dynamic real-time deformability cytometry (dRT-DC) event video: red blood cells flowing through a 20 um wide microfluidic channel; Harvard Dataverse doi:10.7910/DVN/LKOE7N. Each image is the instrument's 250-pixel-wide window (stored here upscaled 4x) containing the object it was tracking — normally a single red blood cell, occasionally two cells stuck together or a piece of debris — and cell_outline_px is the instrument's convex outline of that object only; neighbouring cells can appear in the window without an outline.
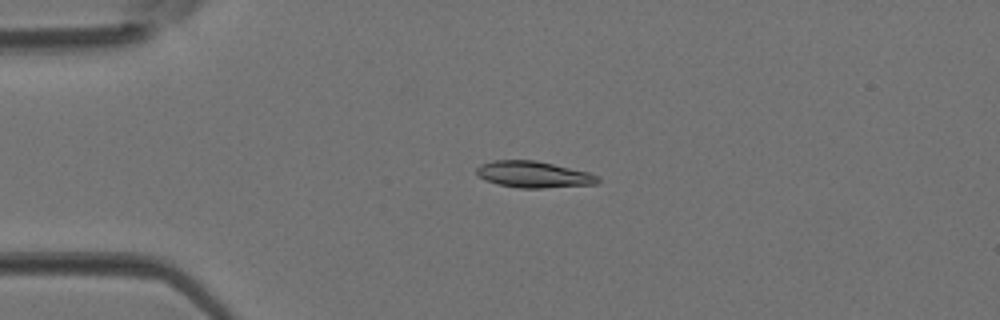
{"species": "Egyptian fruit bat (a non-hibernating species)", "species_latin": "Rousettus aegyptiacus", "temperature_condition": "room temperature", "stored_images_in_passage": 4, "camera_frame_rate_fps": 3000, "um_per_image_px": 0.085, "animal": {"sex": "female"}, "frame": {"image": 1, "passage_image": 3, "time_ms": 0.667, "image_size_px": [1000, 320], "cell_outline_px": [[600, 180], [596, 184], [544, 188], [520, 188], [496, 184], [484, 180], [476, 172], [476, 168], [480, 164], [492, 160], [536, 160], [588, 172], [600, 176]], "centroid_in_image_um": [45.34, 14.83], "position_along_channel_um": 39.7, "area_um2": 18.79}}